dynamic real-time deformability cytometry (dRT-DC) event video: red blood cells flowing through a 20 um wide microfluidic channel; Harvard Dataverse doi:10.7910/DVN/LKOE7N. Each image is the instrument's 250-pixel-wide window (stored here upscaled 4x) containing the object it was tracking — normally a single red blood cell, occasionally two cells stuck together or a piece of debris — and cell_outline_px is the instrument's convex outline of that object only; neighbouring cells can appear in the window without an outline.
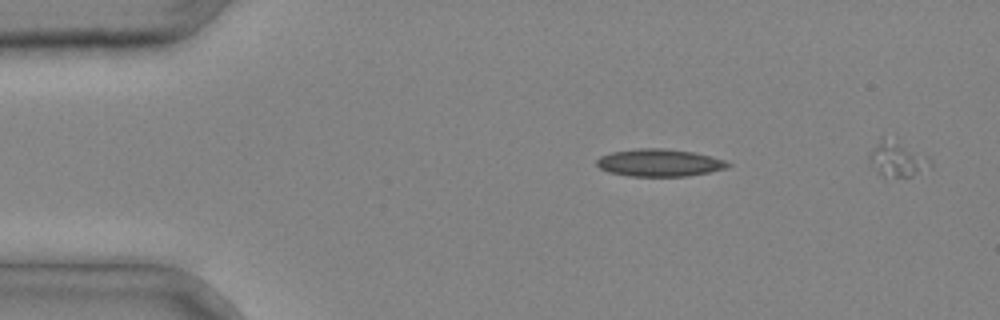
{"species": "common noctule bat (a hibernating species)", "species_latin": "Nyctalus noctula", "temperature_condition": "cold", "stored_images_in_passage": 30, "camera_frame_rate_fps": 3000, "um_per_image_px": 0.085, "animal": {"sex": "male", "body_mass_g": 20.4}, "frame": {"image": 1, "passage_image": 1, "time_ms": 0.0, "image_size_px": [1000, 320], "cell_outline_px": [[732, 164], [728, 168], [688, 176], [628, 176], [608, 172], [600, 168], [596, 164], [596, 160], [600, 156], [612, 152], [636, 148], [664, 148], [692, 152], [712, 156], [724, 160]], "centroid_in_image_um": [56.04, 13.83], "position_along_channel_um": 29.0, "area_um2": 21.04}}
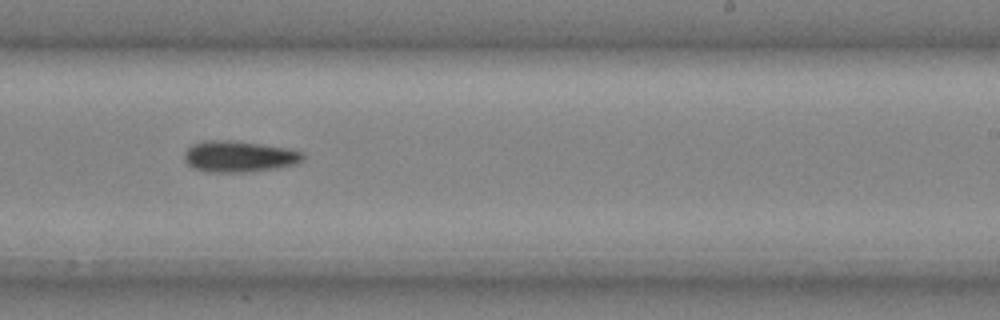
{"frame": {"image": 2, "passage_image": 18, "time_ms": 5.667, "image_size_px": [1000, 320], "cell_outline_px": [[304, 160], [296, 164], [276, 168], [248, 172], [212, 172], [192, 168], [184, 160], [184, 152], [192, 144], [200, 140], [232, 140], [288, 148], [304, 152]], "centroid_in_image_um": [20.31, 13.29], "position_along_channel_um": 268.7, "area_um2": 21.79}}
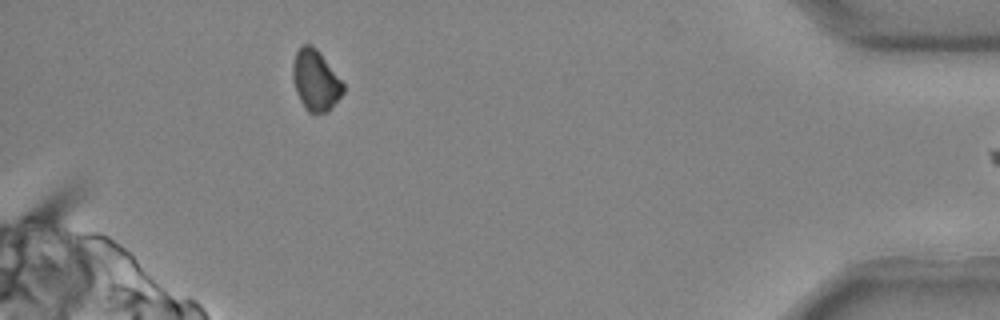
{"frame": {"image": 3, "passage_image": 29, "time_ms": 9.333, "image_size_px": [1000, 320], "cell_outline_px": [[344, 92], [332, 108], [328, 112], [308, 112], [304, 108], [300, 100], [292, 80], [292, 64], [296, 52], [300, 44], [312, 44], [320, 52], [344, 84]], "centroid_in_image_um": [26.81, 6.81], "position_along_channel_um": 408.4, "area_um2": 17.98}}